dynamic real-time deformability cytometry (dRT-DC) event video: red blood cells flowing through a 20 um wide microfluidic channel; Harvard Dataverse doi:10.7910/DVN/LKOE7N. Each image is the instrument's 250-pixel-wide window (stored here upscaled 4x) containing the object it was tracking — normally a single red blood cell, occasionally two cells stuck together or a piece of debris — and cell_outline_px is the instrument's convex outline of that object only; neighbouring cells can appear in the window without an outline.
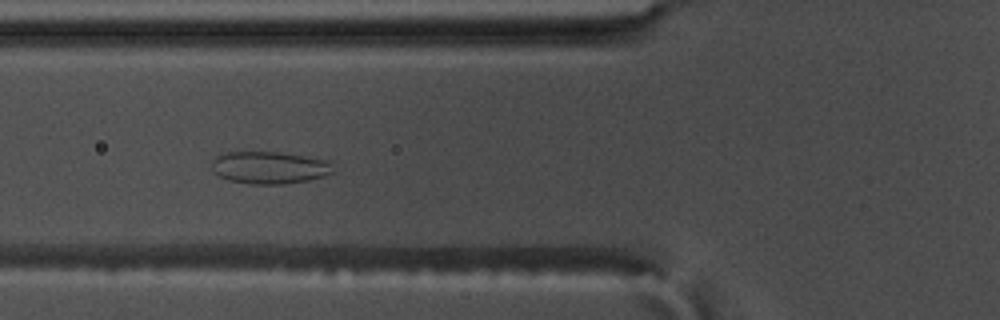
{"species": "common noctule bat (a hibernating species)", "species_latin": "Nyctalus noctula", "temperature_condition": "warm", "stored_images_in_passage": 46, "camera_frame_rate_fps": 3000, "um_per_image_px": 0.085, "animal": {"sex": "male", "body_mass_g": 17.5, "forearm_length_mm": 52.3}, "frame": {"image": 1, "passage_image": 14, "time_ms": 4.333, "image_size_px": [1000, 320], "cell_outline_px": [[332, 172], [324, 176], [308, 180], [284, 184], [252, 184], [228, 180], [220, 176], [212, 168], [212, 160], [216, 156], [228, 152], [280, 152], [332, 160]], "centroid_in_image_um": [22.93, 14.24], "position_along_channel_um": 102.9, "area_um2": 22.89}}